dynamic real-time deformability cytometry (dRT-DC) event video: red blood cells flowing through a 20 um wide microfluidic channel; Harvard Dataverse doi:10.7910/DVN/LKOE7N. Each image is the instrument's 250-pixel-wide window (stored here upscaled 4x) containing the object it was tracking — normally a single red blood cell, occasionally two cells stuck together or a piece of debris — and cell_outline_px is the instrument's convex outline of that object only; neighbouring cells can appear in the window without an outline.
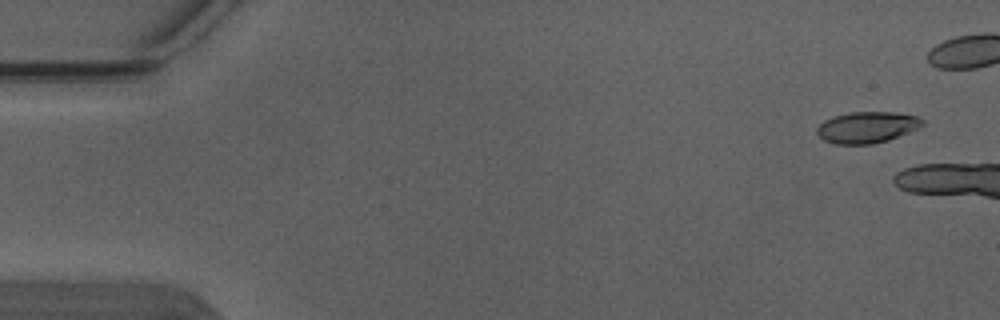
{"species": "Egyptian fruit bat (a non-hibernating species)", "species_latin": "Rousettus aegyptiacus", "temperature_condition": "warm", "stored_images_in_passage": 2, "camera_frame_rate_fps": 3000, "um_per_image_px": 0.085, "animal": {"sex": "male"}, "frame": {"image": 1, "passage_image": 1, "time_ms": 0.0, "image_size_px": [1000, 320], "cell_outline_px": [[924, 124], [908, 132], [888, 140], [872, 144], [836, 144], [824, 140], [816, 132], [816, 128], [824, 120], [832, 116], [848, 112], [896, 112], [916, 116], [924, 120]], "centroid_in_image_um": [73.66, 10.81], "position_along_channel_um": 11.3, "area_um2": 19.19}}